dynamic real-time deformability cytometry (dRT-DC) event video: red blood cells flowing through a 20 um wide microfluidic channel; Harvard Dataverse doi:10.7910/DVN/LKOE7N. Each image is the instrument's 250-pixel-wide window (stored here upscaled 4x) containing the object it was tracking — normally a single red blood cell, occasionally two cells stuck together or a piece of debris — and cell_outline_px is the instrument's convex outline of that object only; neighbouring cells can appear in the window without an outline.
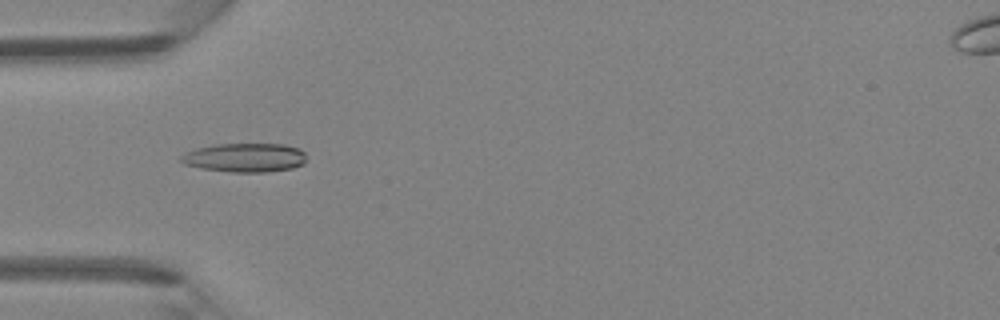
{"species": "Egyptian fruit bat (a non-hibernating species)", "species_latin": "Rousettus aegyptiacus", "temperature_condition": "room temperature", "stored_images_in_passage": 45, "camera_frame_rate_fps": 3000, "um_per_image_px": 0.085, "animal": {"sex": "female"}, "frame": {"image": 1, "passage_image": 15, "time_ms": 4.667, "image_size_px": [1000, 320], "cell_outline_px": [[304, 164], [292, 168], [268, 172], [232, 172], [200, 168], [184, 164], [180, 160], [180, 156], [196, 148], [216, 144], [284, 144], [300, 148], [304, 152]], "centroid_in_image_um": [20.82, 13.4], "position_along_channel_um": 64.2, "area_um2": 21.15}}
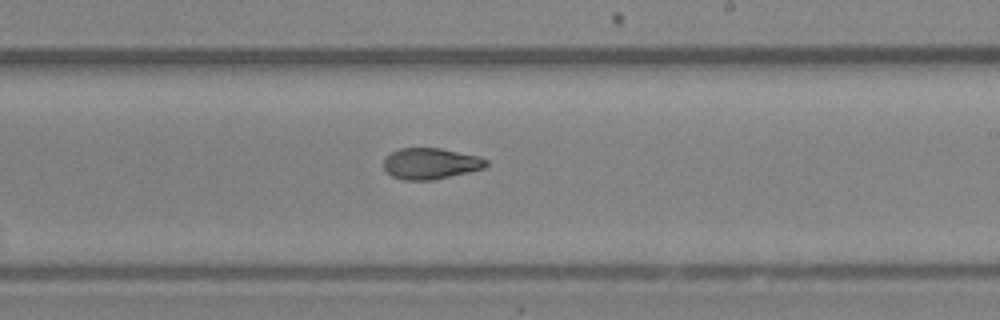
{"frame": {"image": 2, "passage_image": 28, "time_ms": 9.0, "image_size_px": [1000, 320], "cell_outline_px": [[488, 164], [484, 168], [468, 172], [432, 180], [404, 180], [392, 176], [384, 168], [384, 160], [392, 152], [400, 148], [440, 148], [480, 156], [488, 160]], "centroid_in_image_um": [36.63, 13.9], "position_along_channel_um": 252.4, "area_um2": 18.5}}
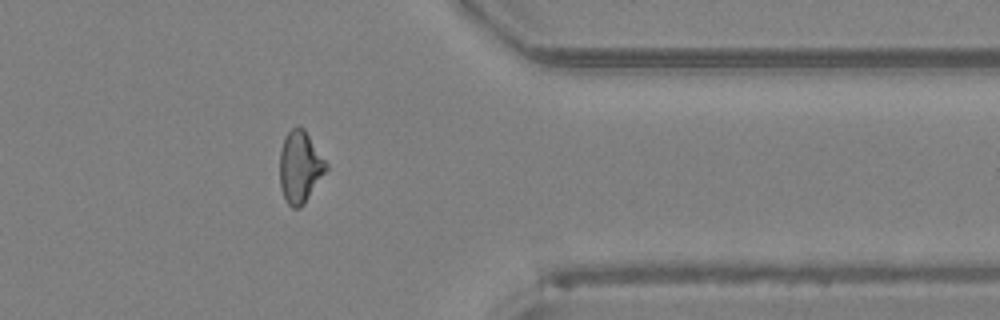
{"frame": {"image": 3, "passage_image": 38, "time_ms": 12.333, "image_size_px": [1000, 320], "cell_outline_px": [[328, 168], [304, 204], [300, 208], [292, 208], [284, 200], [280, 188], [280, 152], [284, 140], [288, 132], [292, 128], [304, 128], [328, 164]], "centroid_in_image_um": [25.49, 14.23], "position_along_channel_um": 385.9, "area_um2": 19.31}, "authors_computed_cell_mechanics": {"area_um2": 19.7676, "velocity_mm_per_s": 4.3713, "shape_relaxation_time_tau1_ms": null, "shape_relaxation_time_tau2_ms": 2.9391, "deformation_change_tau1": null, "deformation_change_tau2": 0.0955}}